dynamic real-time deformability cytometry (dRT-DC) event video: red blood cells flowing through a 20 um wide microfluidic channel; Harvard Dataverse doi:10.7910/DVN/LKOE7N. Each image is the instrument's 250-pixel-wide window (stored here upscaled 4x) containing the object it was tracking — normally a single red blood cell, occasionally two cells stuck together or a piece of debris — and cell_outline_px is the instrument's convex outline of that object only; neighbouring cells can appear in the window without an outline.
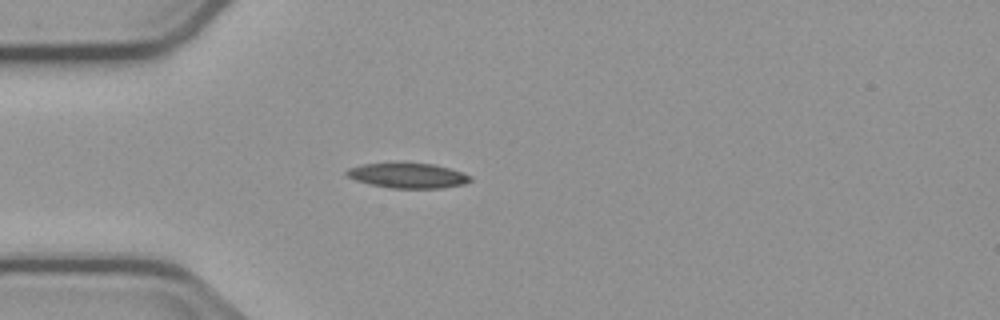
{"species": "common noctule bat (a hibernating species)", "species_latin": "Nyctalus noctula", "temperature_condition": "cold", "stored_images_in_passage": 1, "camera_frame_rate_fps": 3000, "um_per_image_px": 0.085, "animal": {"sex": "male", "body_mass_g": 23.1, "forearm_length_mm": 52.7}, "frame": {"image": 1, "passage_image": 1, "time_ms": 0.0, "image_size_px": [1000, 320], "cell_outline_px": [[472, 180], [464, 184], [444, 188], [388, 188], [368, 184], [344, 176], [344, 172], [348, 168], [364, 164], [436, 164], [472, 176]], "centroid_in_image_um": [34.64, 14.94], "position_along_channel_um": 50.4, "area_um2": 17.92}}